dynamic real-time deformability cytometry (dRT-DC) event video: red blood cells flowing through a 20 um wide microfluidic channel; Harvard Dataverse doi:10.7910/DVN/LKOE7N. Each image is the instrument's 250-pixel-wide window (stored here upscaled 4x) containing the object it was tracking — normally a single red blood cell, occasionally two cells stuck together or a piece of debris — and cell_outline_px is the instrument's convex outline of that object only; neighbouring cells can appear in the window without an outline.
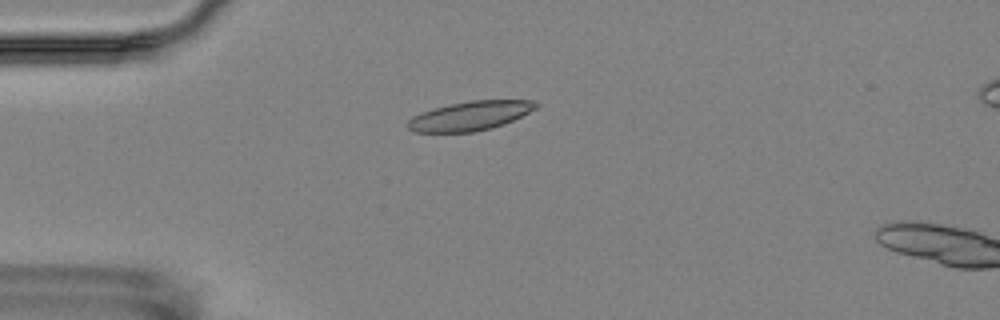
{"species": "Egyptian fruit bat (a non-hibernating species)", "species_latin": "Rousettus aegyptiacus", "temperature_condition": "room temperature", "stored_images_in_passage": 6, "camera_frame_rate_fps": 3000, "um_per_image_px": 0.085, "animal": {"sex": "female"}, "frame": {"image": 1, "passage_image": 5, "time_ms": 4.667, "image_size_px": [1000, 320], "cell_outline_px": [[540, 104], [536, 108], [504, 124], [492, 128], [472, 132], [416, 132], [408, 128], [408, 120], [412, 116], [420, 112], [452, 104], [472, 100], [536, 100]], "centroid_in_image_um": [39.97, 9.84], "position_along_channel_um": 45.0, "area_um2": 21.62}}